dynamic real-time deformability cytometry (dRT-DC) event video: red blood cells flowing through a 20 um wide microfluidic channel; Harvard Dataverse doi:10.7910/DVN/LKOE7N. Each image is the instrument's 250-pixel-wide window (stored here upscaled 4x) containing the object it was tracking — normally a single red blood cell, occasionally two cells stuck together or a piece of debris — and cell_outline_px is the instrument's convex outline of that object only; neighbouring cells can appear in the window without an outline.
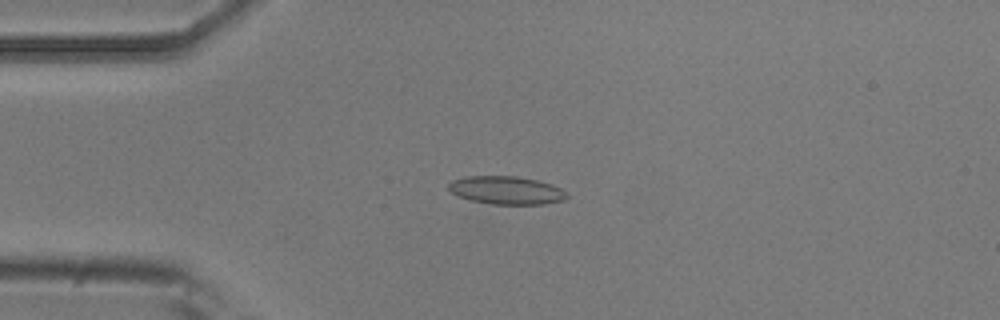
{"species": "common noctule bat (a hibernating species)", "species_latin": "Nyctalus noctula", "temperature_condition": "room temperature", "stored_images_in_passage": 52, "camera_frame_rate_fps": 3000, "um_per_image_px": 0.085, "animal": {"sex": "male", "body_mass_g": 20.5, "forearm_length_mm": 52.5}, "frame": {"image": 1, "passage_image": 12, "time_ms": 3.667, "image_size_px": [1000, 320], "cell_outline_px": [[568, 196], [564, 200], [544, 204], [492, 204], [472, 200], [460, 196], [452, 192], [448, 188], [448, 184], [452, 180], [464, 176], [516, 176], [536, 180], [552, 184], [568, 192]], "centroid_in_image_um": [43.07, 16.16], "position_along_channel_um": 41.9, "area_um2": 19.31}}
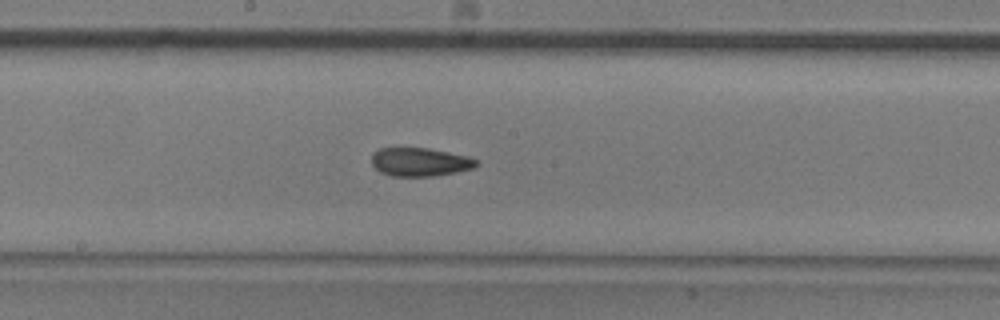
{"frame": {"image": 2, "passage_image": 27, "time_ms": 8.667, "image_size_px": [1000, 320], "cell_outline_px": [[480, 164], [472, 168], [456, 172], [436, 176], [392, 176], [380, 172], [372, 164], [372, 152], [380, 148], [428, 148], [468, 156], [476, 160]], "centroid_in_image_um": [35.69, 13.77], "position_along_channel_um": 212.5, "area_um2": 17.4}}
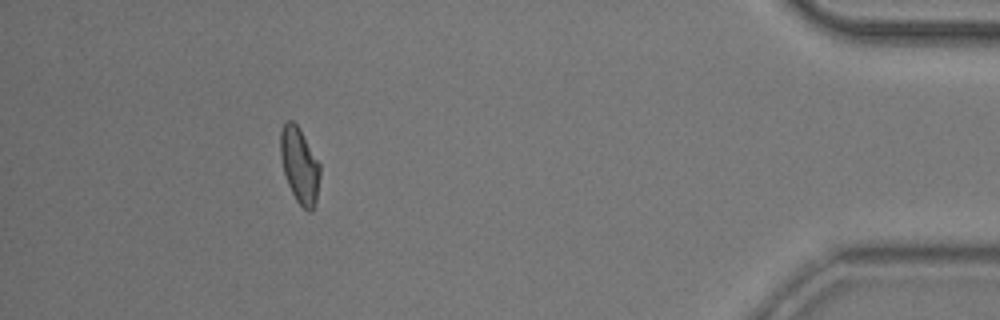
{"frame": {"image": 3, "passage_image": 47, "time_ms": 15.333, "image_size_px": [1000, 320], "cell_outline_px": [[320, 176], [316, 200], [312, 212], [308, 212], [296, 200], [288, 184], [284, 172], [280, 156], [280, 132], [284, 124], [288, 120], [292, 120], [300, 128], [320, 164]], "centroid_in_image_um": [25.47, 14.05], "position_along_channel_um": 409.7, "area_um2": 17.4}, "authors_computed_cell_mechanics": {"area_um2": 18.0047, "velocity_mm_per_s": 3.823, "shape_relaxation_time_tau1_ms": null, "shape_relaxation_time_tau2_ms": 2.7836, "deformation_change_tau1": null, "deformation_change_tau2": 0.0984}}